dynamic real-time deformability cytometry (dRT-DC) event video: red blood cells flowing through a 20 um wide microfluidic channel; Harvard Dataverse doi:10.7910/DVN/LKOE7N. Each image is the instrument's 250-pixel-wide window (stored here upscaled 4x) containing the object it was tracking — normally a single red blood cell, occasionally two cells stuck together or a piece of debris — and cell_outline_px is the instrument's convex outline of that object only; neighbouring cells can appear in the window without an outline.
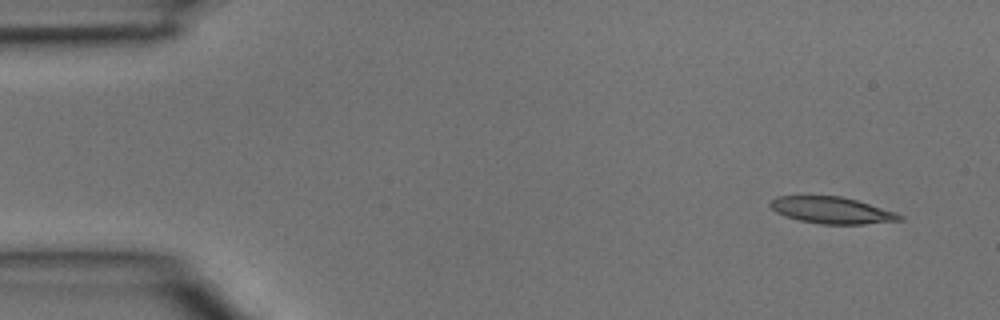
{"species": "common noctule bat (a hibernating species)", "species_latin": "Nyctalus noctula", "temperature_condition": "room temperature", "stored_images_in_passage": 4, "camera_frame_rate_fps": 3000, "um_per_image_px": 0.085, "animal": {"sex": "male", "body_mass_g": 15.6}, "frame": {"image": 1, "passage_image": 1, "time_ms": 0.0, "image_size_px": [1000, 320], "cell_outline_px": [[904, 220], [864, 224], [820, 224], [800, 220], [776, 212], [768, 204], [776, 196], [840, 196], [856, 200], [896, 212], [904, 216]], "centroid_in_image_um": [70.73, 17.87], "position_along_channel_um": 14.3, "area_um2": 19.94}}